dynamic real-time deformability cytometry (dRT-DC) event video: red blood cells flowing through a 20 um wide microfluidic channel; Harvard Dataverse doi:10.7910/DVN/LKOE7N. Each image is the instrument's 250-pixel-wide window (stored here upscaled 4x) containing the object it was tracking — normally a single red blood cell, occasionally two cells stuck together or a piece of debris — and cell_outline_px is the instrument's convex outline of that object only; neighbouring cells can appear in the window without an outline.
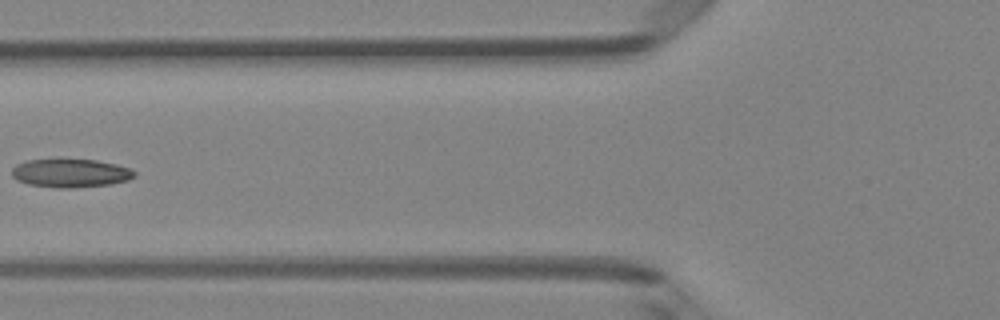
{"species": "Egyptian fruit bat (a non-hibernating species)", "species_latin": "Rousettus aegyptiacus", "temperature_condition": "room temperature", "stored_images_in_passage": 7, "camera_frame_rate_fps": 3000, "um_per_image_px": 0.085, "animal": {"sex": "female"}, "frame": {"image": 1, "passage_image": 5, "time_ms": 1.333, "image_size_px": [1000, 320], "cell_outline_px": [[136, 176], [128, 180], [112, 184], [72, 188], [56, 188], [28, 184], [16, 180], [12, 176], [12, 168], [16, 164], [28, 160], [96, 160], [116, 164], [132, 168], [136, 172]], "centroid_in_image_um": [6.02, 14.73], "position_along_channel_um": 119.8, "area_um2": 20.4}}
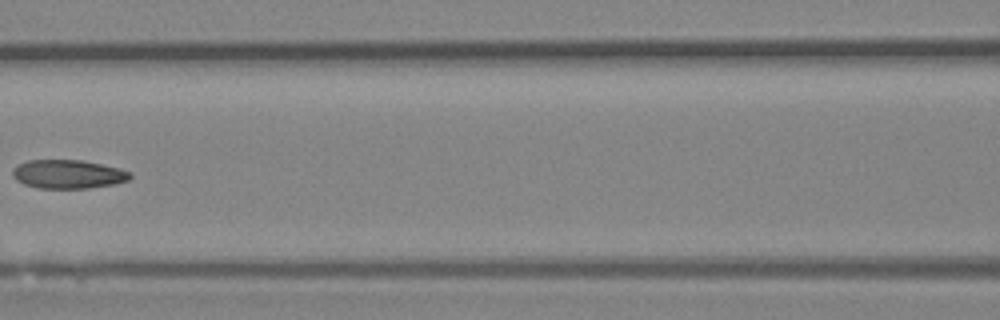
{"frame": {"image": 2, "passage_image": 6, "time_ms": 1.667, "image_size_px": [1000, 320], "cell_outline_px": [[132, 176], [128, 180], [116, 184], [88, 188], [36, 188], [24, 184], [16, 180], [12, 176], [12, 168], [16, 164], [28, 160], [80, 160], [100, 164], [132, 172]], "centroid_in_image_um": [5.74, 14.81], "position_along_channel_um": 160.9, "area_um2": 19.77}}
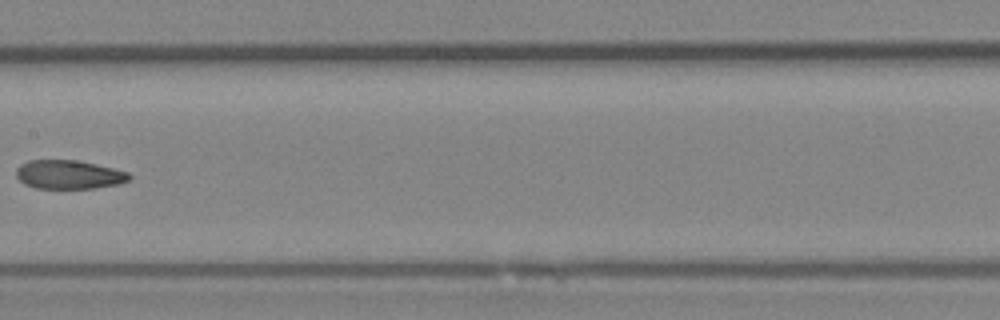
{"frame": {"image": 3, "passage_image": 7, "time_ms": 2.0, "image_size_px": [1000, 320], "cell_outline_px": [[132, 176], [128, 180], [120, 184], [96, 188], [36, 188], [24, 184], [16, 176], [16, 168], [20, 164], [28, 160], [76, 160], [96, 164], [128, 172]], "centroid_in_image_um": [5.84, 14.84], "position_along_channel_um": 201.6, "area_um2": 19.02}}